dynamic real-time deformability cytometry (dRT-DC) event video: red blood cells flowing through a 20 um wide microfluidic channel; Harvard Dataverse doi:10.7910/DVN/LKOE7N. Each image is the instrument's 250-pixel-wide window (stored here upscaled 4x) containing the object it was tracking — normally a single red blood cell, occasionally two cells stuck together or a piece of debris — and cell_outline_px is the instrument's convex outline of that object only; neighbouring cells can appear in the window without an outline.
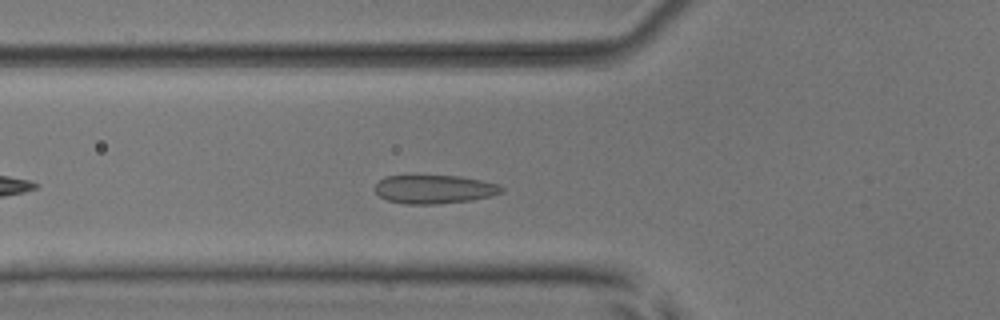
{"species": "common noctule bat (a hibernating species)", "species_latin": "Nyctalus noctula", "temperature_condition": "room temperature", "stored_images_in_passage": 42, "camera_frame_rate_fps": 3000, "um_per_image_px": 0.085, "animal": {"sex": "male", "body_mass_g": 17.9, "forearm_length_mm": 54.2}, "frame": {"image": 1, "passage_image": 8, "time_ms": 2.333, "image_size_px": [1000, 320], "cell_outline_px": [[504, 192], [492, 196], [472, 200], [436, 204], [404, 204], [388, 200], [380, 196], [376, 192], [376, 184], [384, 176], [460, 176], [484, 180], [496, 184], [504, 188]], "centroid_in_image_um": [36.96, 16.09], "position_along_channel_um": 88.8, "area_um2": 21.1}}
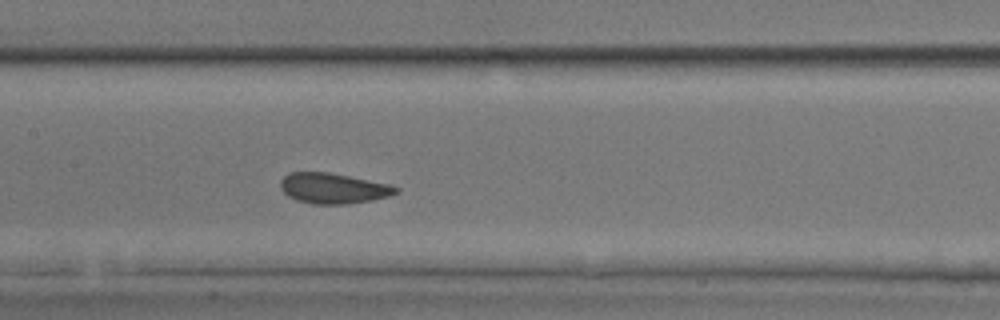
{"frame": {"image": 2, "passage_image": 15, "time_ms": 4.667, "image_size_px": [1000, 320], "cell_outline_px": [[400, 192], [388, 196], [372, 200], [348, 204], [312, 204], [296, 200], [288, 196], [280, 188], [280, 180], [288, 172], [328, 172], [388, 184], [400, 188]], "centroid_in_image_um": [28.3, 16.01], "position_along_channel_um": 179.1, "area_um2": 20.52}}
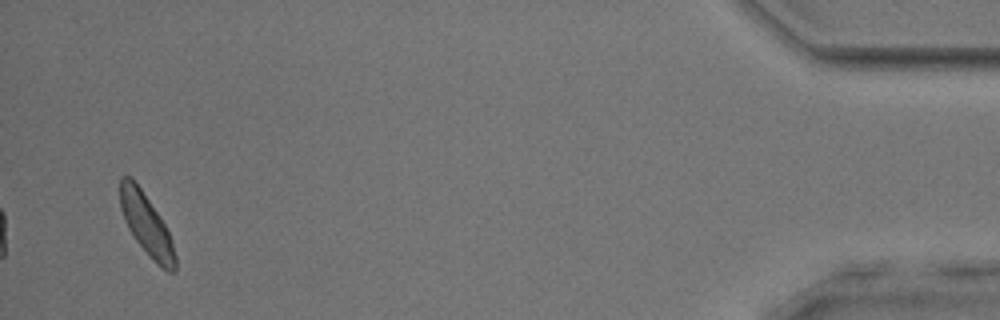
{"frame": {"image": 3, "passage_image": 40, "time_ms": 13.0, "image_size_px": [1000, 320], "cell_outline_px": [[176, 272], [168, 272], [156, 264], [136, 240], [128, 228], [124, 220], [120, 208], [120, 176], [132, 176], [164, 224], [168, 232], [176, 256]], "centroid_in_image_um": [12.43, 19.1], "position_along_channel_um": 422.8, "area_um2": 19.36}, "authors_computed_cell_mechanics": {"area_um2": 20.4901, "velocity_mm_per_s": 3.8676, "shape_relaxation_time_tau1_ms": 2.293, "shape_relaxation_time_tau2_ms": 0.6155, "deformation_change_tau1": 0.0738, "deformation_change_tau2": 0.0636}}